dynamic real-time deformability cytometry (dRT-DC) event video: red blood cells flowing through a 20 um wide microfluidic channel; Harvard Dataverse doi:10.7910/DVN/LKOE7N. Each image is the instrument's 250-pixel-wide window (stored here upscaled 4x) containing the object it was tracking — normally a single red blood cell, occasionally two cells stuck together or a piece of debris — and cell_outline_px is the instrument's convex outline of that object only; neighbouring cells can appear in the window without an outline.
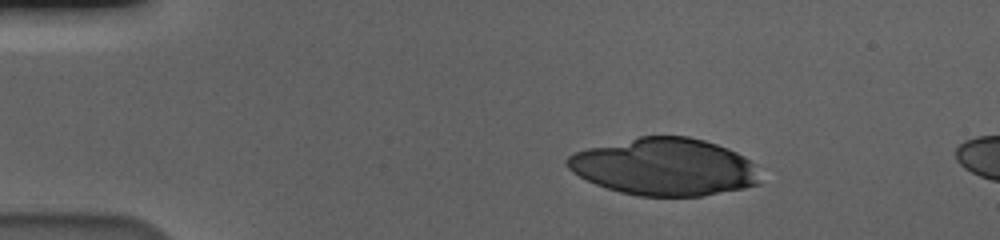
{"species": "human", "species_latin": "Homo sapiens", "temperature_condition": "cold", "stored_images_in_passage": 6, "camera_frame_rate_fps": 3000, "um_per_image_px": 0.085, "donor": {"sex": "male"}, "frame": {"image": 1, "passage_image": 1, "time_ms": 0.0, "image_size_px": [1000, 240], "cell_outline_px": [[760, 184], [744, 188], [700, 196], [640, 196], [620, 192], [596, 184], [572, 172], [568, 168], [564, 160], [568, 156], [576, 152], [588, 148], [640, 136], [688, 136], [704, 140], [728, 148], [744, 156], [756, 164]], "centroid_in_image_um": [56.49, 14.18], "position_along_channel_um": 28.5, "area_um2": 64.27}}